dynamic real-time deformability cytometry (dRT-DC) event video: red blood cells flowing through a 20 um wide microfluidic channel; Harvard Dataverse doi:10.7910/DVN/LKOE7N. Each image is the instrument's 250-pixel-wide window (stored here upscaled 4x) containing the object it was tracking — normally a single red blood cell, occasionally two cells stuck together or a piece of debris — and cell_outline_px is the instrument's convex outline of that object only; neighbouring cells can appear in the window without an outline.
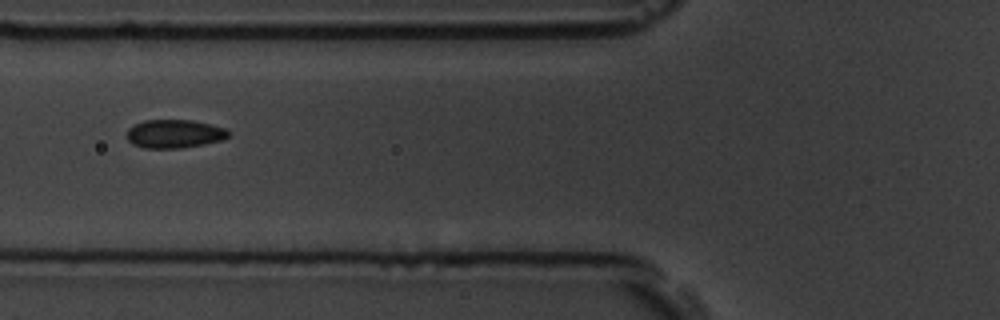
{"species": "common noctule bat (a hibernating species)", "species_latin": "Nyctalus noctula", "temperature_condition": "room temperature", "stored_images_in_passage": 10, "camera_frame_rate_fps": 3000, "um_per_image_px": 0.085, "animal": {"sex": "male", "body_mass_g": 19.5, "forearm_length_mm": 54.6}, "frame": {"image": 1, "passage_image": 6, "time_ms": 1.667, "image_size_px": [1000, 320], "cell_outline_px": [[228, 136], [220, 140], [204, 144], [184, 148], [144, 148], [132, 144], [128, 140], [128, 128], [144, 120], [192, 120], [228, 128]], "centroid_in_image_um": [14.83, 11.37], "position_along_channel_um": 111.0, "area_um2": 16.82}}
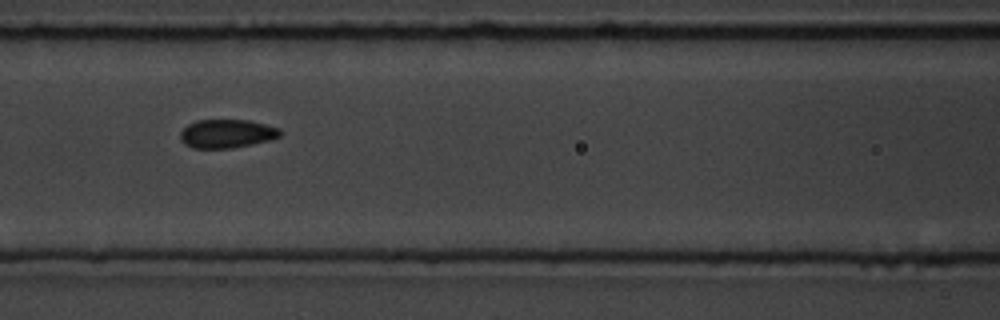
{"frame": {"image": 2, "passage_image": 7, "time_ms": 2.0, "image_size_px": [1000, 320], "cell_outline_px": [[280, 136], [268, 140], [252, 144], [232, 148], [192, 148], [184, 144], [180, 140], [180, 132], [188, 124], [196, 120], [248, 120], [280, 128]], "centroid_in_image_um": [19.24, 11.36], "position_along_channel_um": 147.4, "area_um2": 16.59}}